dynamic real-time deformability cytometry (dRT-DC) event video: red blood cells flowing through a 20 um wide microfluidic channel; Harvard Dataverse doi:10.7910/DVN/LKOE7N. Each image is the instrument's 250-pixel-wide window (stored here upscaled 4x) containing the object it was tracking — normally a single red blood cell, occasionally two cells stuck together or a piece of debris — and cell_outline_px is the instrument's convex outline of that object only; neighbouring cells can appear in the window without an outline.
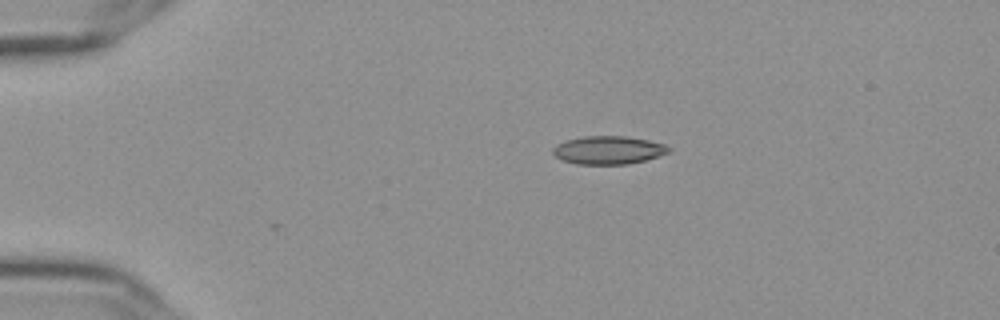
{"species": "Egyptian fruit bat (a non-hibernating species)", "species_latin": "Rousettus aegyptiacus", "temperature_condition": "cold", "stored_images_in_passage": 35, "camera_frame_rate_fps": 3000, "um_per_image_px": 0.085, "frame": {"image": 1, "passage_image": 1, "time_ms": 0.0, "image_size_px": [1000, 320], "cell_outline_px": [[672, 148], [668, 152], [644, 160], [628, 164], [576, 164], [564, 160], [556, 156], [552, 152], [552, 148], [556, 144], [568, 140], [584, 136], [624, 136], [648, 140], [664, 144]], "centroid_in_image_um": [51.69, 12.75], "position_along_channel_um": 33.3, "area_um2": 18.79}}
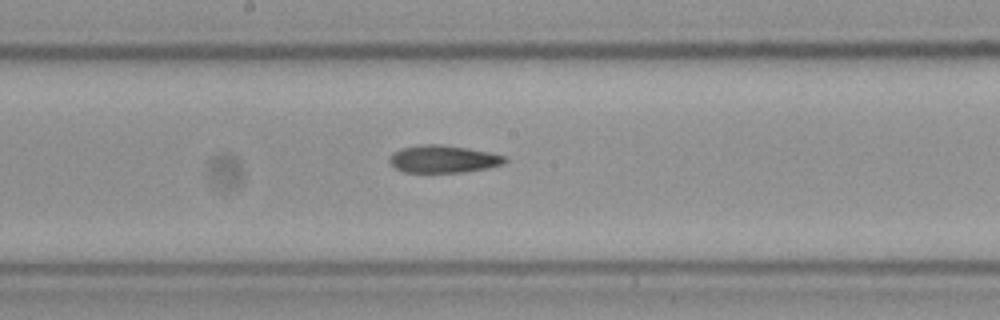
{"frame": {"image": 2, "passage_image": 20, "time_ms": 6.333, "image_size_px": [1000, 320], "cell_outline_px": [[508, 160], [504, 164], [488, 168], [464, 172], [404, 172], [396, 168], [388, 160], [388, 156], [392, 152], [400, 148], [420, 144], [440, 144], [468, 148], [508, 156]], "centroid_in_image_um": [37.68, 13.51], "position_along_channel_um": 210.5, "area_um2": 18.73}}
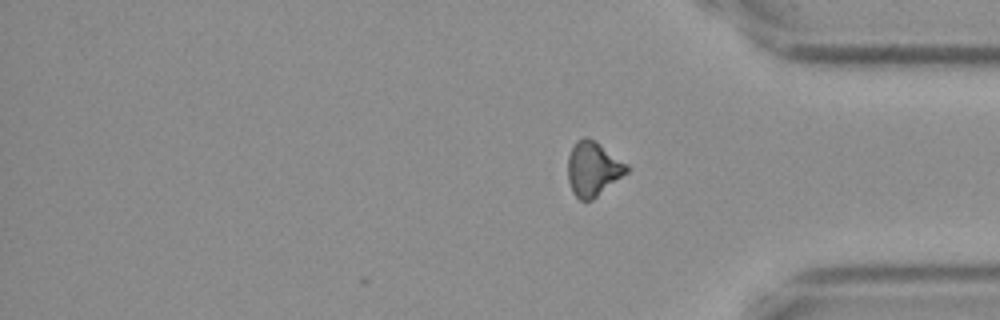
{"frame": {"image": 3, "passage_image": 35, "time_ms": 11.333, "image_size_px": [1000, 320], "cell_outline_px": [[628, 172], [592, 200], [580, 200], [572, 192], [568, 180], [568, 156], [576, 140], [584, 136], [588, 136], [596, 140], [628, 164]], "centroid_in_image_um": [50.41, 14.32], "position_along_channel_um": 384.8, "area_um2": 18.84}}